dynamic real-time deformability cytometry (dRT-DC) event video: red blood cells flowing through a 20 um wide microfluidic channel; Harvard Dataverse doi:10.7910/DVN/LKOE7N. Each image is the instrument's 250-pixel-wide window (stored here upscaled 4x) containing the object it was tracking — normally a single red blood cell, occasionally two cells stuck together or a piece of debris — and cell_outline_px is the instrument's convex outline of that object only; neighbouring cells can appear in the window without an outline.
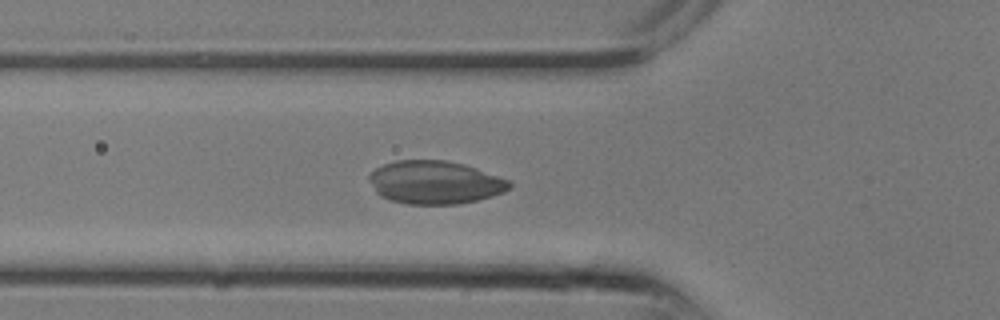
{"species": "common noctule bat (a hibernating species)", "species_latin": "Nyctalus noctula", "temperature_condition": "room temperature", "stored_images_in_passage": 12, "camera_frame_rate_fps": 3000, "um_per_image_px": 0.085, "animal": {"sex": "male", "body_mass_g": 13.3}, "frame": {"image": 1, "passage_image": 10, "time_ms": 3.0, "image_size_px": [1000, 320], "cell_outline_px": [[512, 188], [504, 192], [492, 196], [476, 200], [456, 204], [408, 204], [388, 200], [380, 196], [376, 192], [368, 180], [368, 176], [376, 168], [384, 164], [396, 160], [444, 160], [464, 164], [476, 168], [508, 180], [512, 184]], "centroid_in_image_um": [36.95, 15.51], "position_along_channel_um": 88.9, "area_um2": 35.26}}
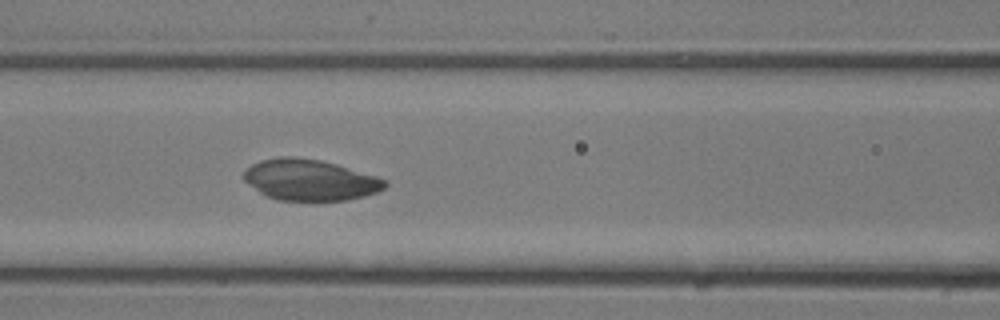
{"frame": {"image": 2, "passage_image": 12, "time_ms": 3.667, "image_size_px": [1000, 320], "cell_outline_px": [[388, 184], [384, 188], [376, 192], [364, 196], [348, 200], [276, 200], [264, 196], [244, 180], [244, 172], [252, 164], [260, 160], [280, 156], [292, 156], [320, 160], [336, 164], [376, 176], [388, 180]], "centroid_in_image_um": [26.34, 15.29], "position_along_channel_um": 140.3, "area_um2": 33.76}}